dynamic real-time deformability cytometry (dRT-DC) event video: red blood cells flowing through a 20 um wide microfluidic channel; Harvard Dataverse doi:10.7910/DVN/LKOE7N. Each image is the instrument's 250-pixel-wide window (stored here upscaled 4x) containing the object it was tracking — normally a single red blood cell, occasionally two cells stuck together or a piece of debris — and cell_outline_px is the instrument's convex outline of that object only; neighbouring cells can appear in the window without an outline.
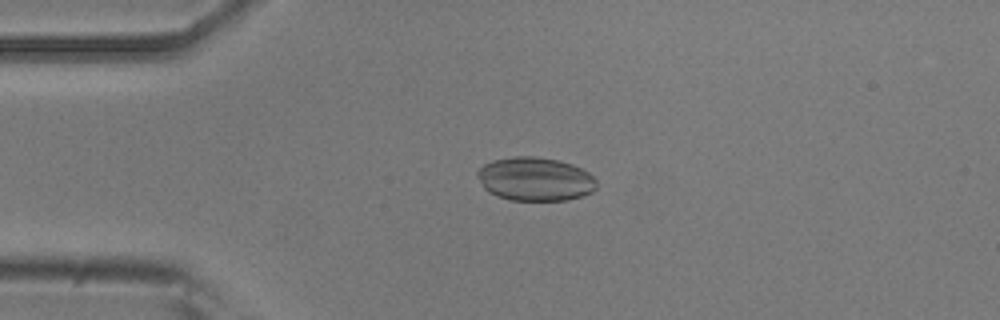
{"species": "common noctule bat (a hibernating species)", "species_latin": "Nyctalus noctula", "temperature_condition": "room temperature", "stored_images_in_passage": 45, "camera_frame_rate_fps": 3000, "um_per_image_px": 0.085, "animal": {"sex": "male", "body_mass_g": 20.5, "forearm_length_mm": 52.5}, "frame": {"image": 1, "passage_image": 11, "time_ms": 3.333, "image_size_px": [1000, 320], "cell_outline_px": [[596, 188], [592, 192], [568, 200], [512, 200], [496, 196], [488, 192], [484, 188], [476, 176], [476, 172], [484, 164], [492, 160], [512, 156], [536, 156], [556, 160], [572, 164], [588, 172], [596, 180]], "centroid_in_image_um": [45.45, 15.22], "position_along_channel_um": 39.5, "area_um2": 30.4}}
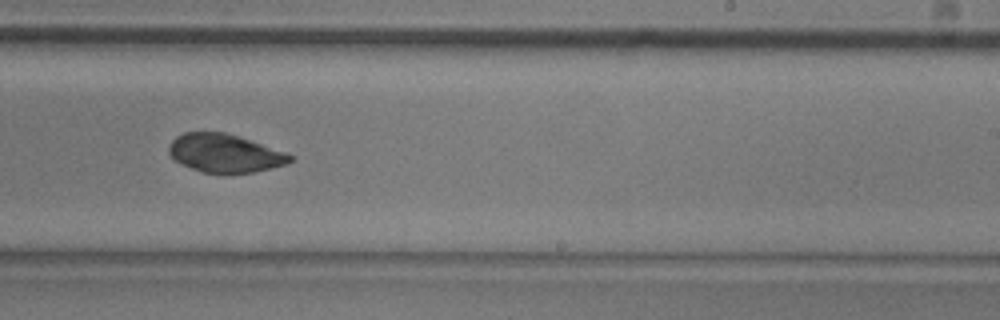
{"frame": {"image": 2, "passage_image": 31, "time_ms": 10.0, "image_size_px": [1000, 320], "cell_outline_px": [[292, 160], [284, 164], [272, 168], [252, 172], [200, 172], [180, 164], [168, 152], [168, 144], [176, 136], [184, 132], [224, 132], [240, 136], [284, 152], [292, 156]], "centroid_in_image_um": [19.05, 13.01], "position_along_channel_um": 270.0, "area_um2": 26.76}}
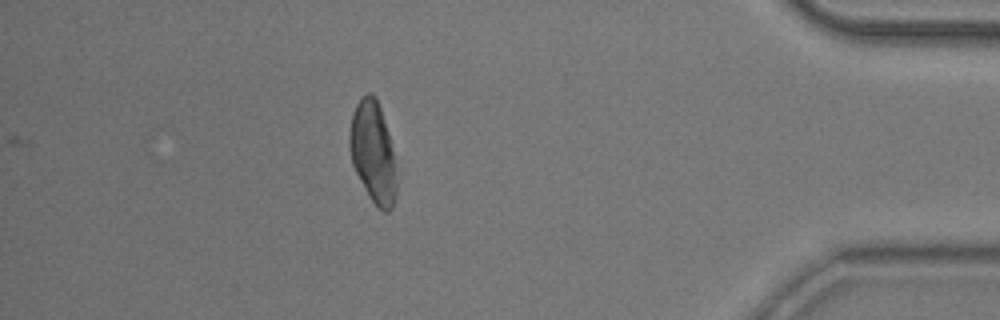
{"frame": {"image": 3, "passage_image": 45, "time_ms": 14.667, "image_size_px": [1000, 320], "cell_outline_px": [[404, 168], [396, 196], [392, 208], [388, 212], [384, 212], [368, 196], [352, 164], [348, 148], [348, 136], [352, 116], [356, 104], [368, 92], [372, 92], [376, 96]], "centroid_in_image_um": [31.84, 12.99], "position_along_channel_um": 403.4, "area_um2": 30.06}, "authors_computed_cell_mechanics": {"area_um2": 28.8422, "velocity_mm_per_s": 3.8276, "shape_relaxation_time_tau1_ms": 4.9429, "shape_relaxation_time_tau2_ms": 4.4227, "deformation_change_tau1": 0.0379, "deformation_change_tau2": 0.057}}